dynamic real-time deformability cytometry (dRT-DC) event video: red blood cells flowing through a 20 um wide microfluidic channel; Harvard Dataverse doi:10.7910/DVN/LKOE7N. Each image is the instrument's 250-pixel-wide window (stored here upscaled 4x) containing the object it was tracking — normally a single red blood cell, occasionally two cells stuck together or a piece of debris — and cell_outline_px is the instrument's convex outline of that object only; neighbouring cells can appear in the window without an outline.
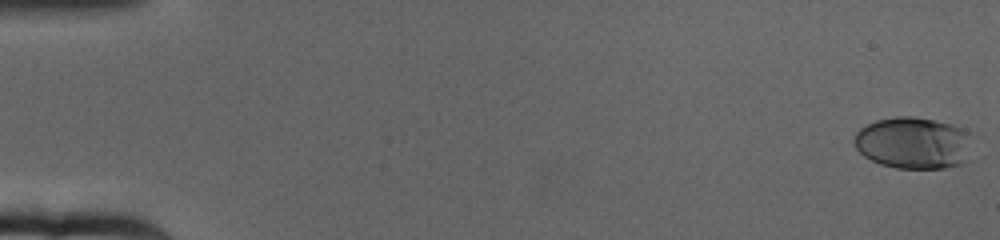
{"species": "human", "species_latin": "Homo sapiens", "temperature_condition": "cold", "stored_images_in_passage": 65, "camera_frame_rate_fps": 3000, "um_per_image_px": 0.085, "donor": {"sex": "female"}, "frame": {"image": 1, "passage_image": 1, "time_ms": 0.0, "image_size_px": [1000, 240], "cell_outline_px": [[976, 132], [964, 160], [960, 164], [944, 168], [896, 168], [880, 164], [864, 156], [856, 148], [852, 140], [856, 132], [860, 128], [876, 120], [896, 116], [912, 116], [936, 120], [968, 128]], "centroid_in_image_um": [77.68, 12.12], "position_along_channel_um": 7.3, "area_um2": 36.3}}
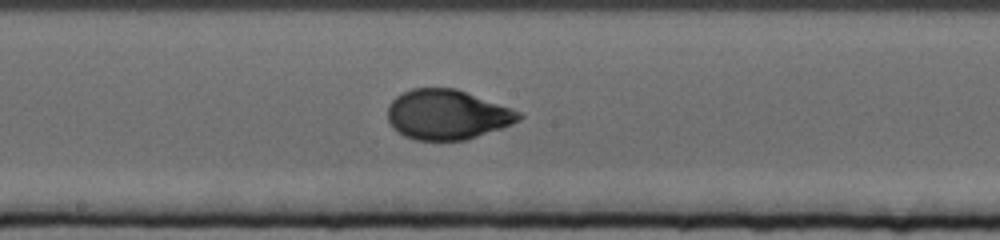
{"frame": {"image": 2, "passage_image": 36, "time_ms": 11.667, "image_size_px": [1000, 240], "cell_outline_px": [[524, 116], [520, 120], [512, 124], [464, 140], [416, 140], [404, 136], [392, 128], [388, 120], [388, 104], [396, 96], [412, 88], [456, 88], [520, 112]], "centroid_in_image_um": [37.97, 9.74], "position_along_channel_um": 210.2, "area_um2": 37.86}}
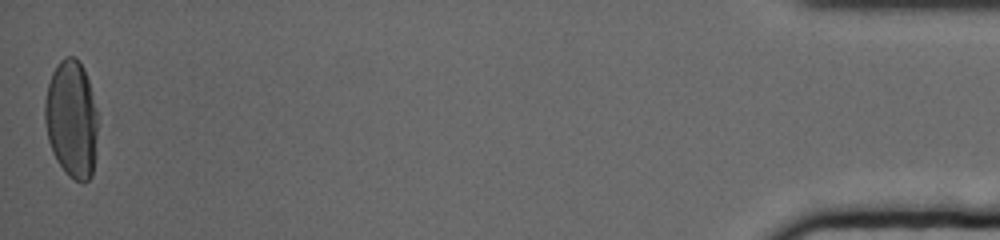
{"frame": {"image": 3, "passage_image": 65, "time_ms": 21.333, "image_size_px": [1000, 240], "cell_outline_px": [[96, 156], [92, 176], [88, 180], [76, 180], [68, 176], [56, 160], [52, 152], [48, 140], [44, 120], [44, 100], [48, 84], [52, 72], [56, 64], [60, 60], [68, 56], [72, 56], [80, 64], [88, 80], [96, 108]], "centroid_in_image_um": [6.06, 10.14], "position_along_channel_um": 429.1, "area_um2": 36.18}, "authors_computed_cell_mechanics": {"area_um2": 36.2984, "velocity_mm_per_s": 3.1498, "shape_relaxation_time_tau1_ms": 4.2725, "shape_relaxation_time_tau2_ms": null, "deformation_change_tau1": 0.1644, "deformation_change_tau2": null}}